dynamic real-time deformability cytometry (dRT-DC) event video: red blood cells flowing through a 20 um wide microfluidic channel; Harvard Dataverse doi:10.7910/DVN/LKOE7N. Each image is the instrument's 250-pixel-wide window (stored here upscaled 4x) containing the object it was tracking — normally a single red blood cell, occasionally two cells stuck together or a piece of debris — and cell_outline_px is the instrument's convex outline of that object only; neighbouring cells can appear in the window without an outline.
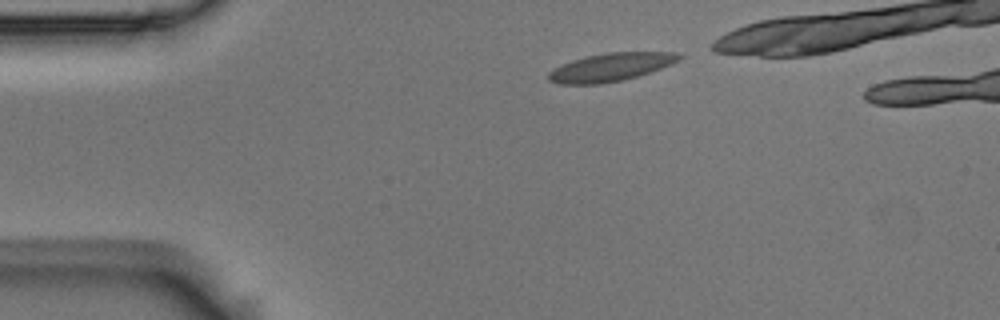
{"species": "Egyptian fruit bat (a non-hibernating species)", "species_latin": "Rousettus aegyptiacus", "temperature_condition": "room temperature", "stored_images_in_passage": 4, "camera_frame_rate_fps": 3000, "um_per_image_px": 0.085, "animal": {"sex": "male"}, "frame": {"image": 1, "passage_image": 1, "time_ms": 0.0, "image_size_px": [1000, 320], "cell_outline_px": [[684, 56], [680, 60], [672, 64], [636, 76], [620, 80], [600, 84], [560, 84], [548, 80], [548, 72], [552, 68], [572, 60], [584, 56], [608, 52], [676, 52]], "centroid_in_image_um": [51.88, 5.69], "position_along_channel_um": 33.1, "area_um2": 21.39}}
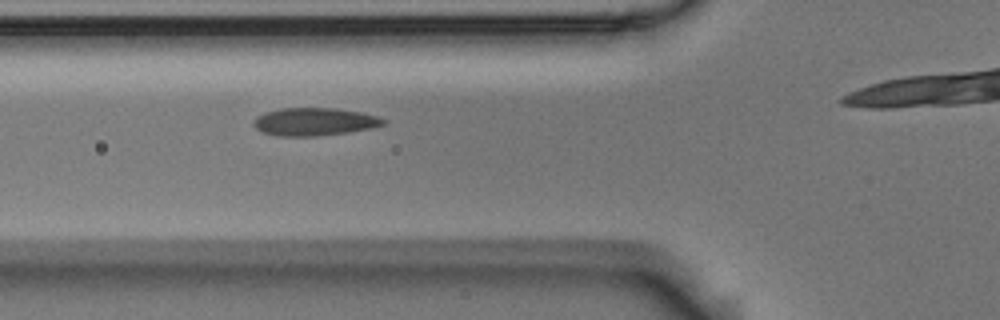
{"frame": {"image": 2, "passage_image": 3, "time_ms": 0.667, "image_size_px": [1000, 320], "cell_outline_px": [[388, 120], [384, 124], [376, 128], [348, 132], [316, 136], [276, 136], [264, 132], [256, 128], [252, 124], [256, 116], [264, 112], [280, 108], [336, 108], [364, 112]], "centroid_in_image_um": [26.75, 10.34], "position_along_channel_um": 99.0, "area_um2": 21.33}}